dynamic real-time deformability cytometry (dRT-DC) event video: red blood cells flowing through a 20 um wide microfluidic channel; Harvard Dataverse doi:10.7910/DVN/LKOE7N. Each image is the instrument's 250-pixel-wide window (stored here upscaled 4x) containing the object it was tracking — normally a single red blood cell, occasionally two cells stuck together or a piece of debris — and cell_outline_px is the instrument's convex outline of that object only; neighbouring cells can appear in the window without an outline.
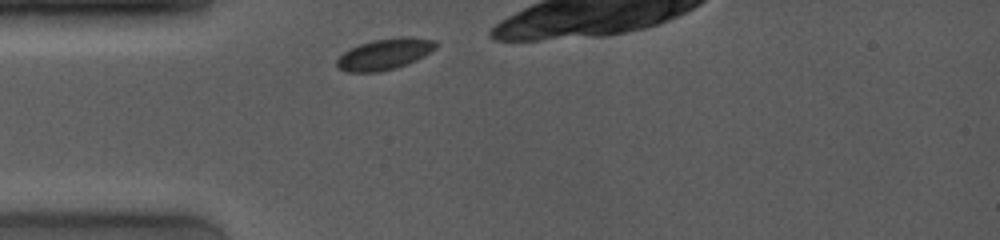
{"species": "common noctule bat (a hibernating species)", "species_latin": "Nyctalus noctula", "temperature_condition": "room temperature", "stored_images_in_passage": 6, "camera_frame_rate_fps": 4000, "um_per_image_px": 0.085, "animal": {"sex": "female", "body_mass_g": 19.0, "forearm_length_mm": 53.3}, "frame": {"image": 1, "passage_image": 1, "time_ms": 0.0, "image_size_px": [1000, 240], "cell_outline_px": [[440, 44], [436, 48], [416, 60], [408, 64], [396, 68], [376, 72], [344, 72], [336, 68], [336, 60], [344, 52], [360, 44], [372, 40], [400, 36], [436, 40]], "centroid_in_image_um": [32.69, 4.6], "position_along_channel_um": 52.3, "area_um2": 18.03}}
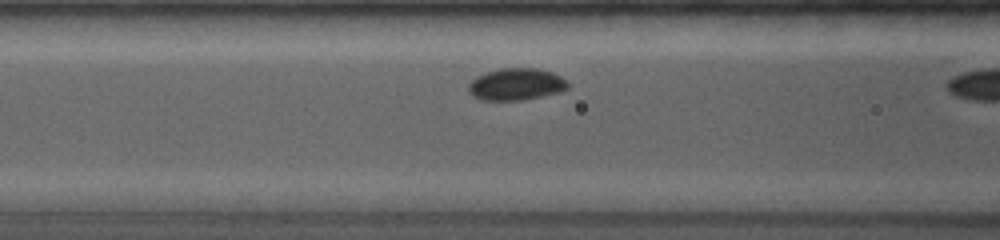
{"frame": {"image": 2, "passage_image": 5, "time_ms": 2.0, "image_size_px": [1000, 240], "cell_outline_px": [[568, 88], [556, 92], [524, 100], [480, 100], [472, 96], [468, 92], [468, 84], [476, 76], [500, 68], [536, 68], [552, 72], [560, 76], [568, 84]], "centroid_in_image_um": [43.81, 7.16], "position_along_channel_um": 122.8, "area_um2": 18.38}}